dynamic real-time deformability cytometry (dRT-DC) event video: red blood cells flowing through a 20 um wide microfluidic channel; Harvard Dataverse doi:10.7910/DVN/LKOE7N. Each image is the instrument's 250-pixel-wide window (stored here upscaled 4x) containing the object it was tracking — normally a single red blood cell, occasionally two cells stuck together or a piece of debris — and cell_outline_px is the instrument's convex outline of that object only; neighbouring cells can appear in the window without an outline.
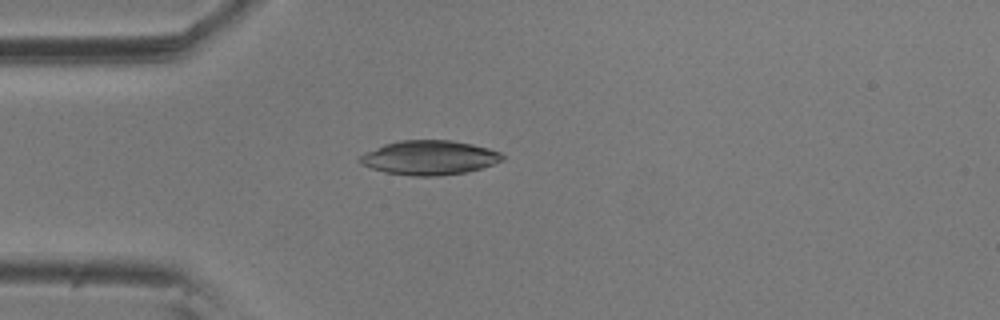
{"species": "common noctule bat (a hibernating species)", "species_latin": "Nyctalus noctula", "temperature_condition": "room temperature", "stored_images_in_passage": 4, "camera_frame_rate_fps": 3000, "um_per_image_px": 0.085, "animal": {"sex": "male", "body_mass_g": 20.5, "forearm_length_mm": 52.5}, "frame": {"image": 1, "passage_image": 4, "time_ms": 1.0, "image_size_px": [1000, 320], "cell_outline_px": [[504, 160], [480, 168], [464, 172], [436, 176], [412, 176], [384, 172], [360, 164], [356, 160], [364, 152], [384, 144], [400, 140], [452, 140], [472, 144], [488, 148], [500, 152], [504, 156]], "centroid_in_image_um": [36.45, 13.39], "position_along_channel_um": 48.6, "area_um2": 28.55}}